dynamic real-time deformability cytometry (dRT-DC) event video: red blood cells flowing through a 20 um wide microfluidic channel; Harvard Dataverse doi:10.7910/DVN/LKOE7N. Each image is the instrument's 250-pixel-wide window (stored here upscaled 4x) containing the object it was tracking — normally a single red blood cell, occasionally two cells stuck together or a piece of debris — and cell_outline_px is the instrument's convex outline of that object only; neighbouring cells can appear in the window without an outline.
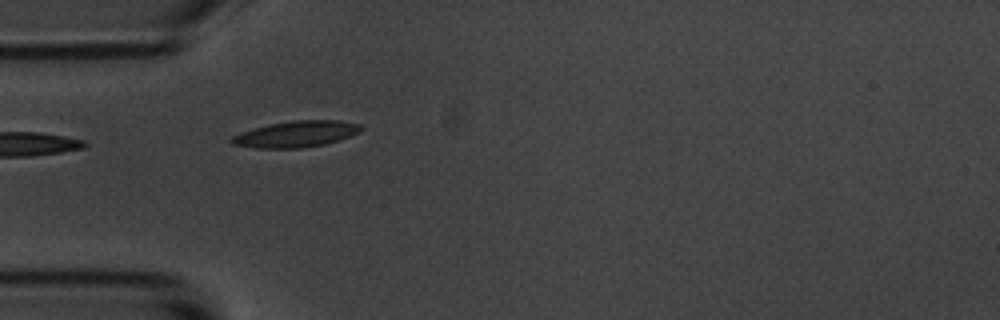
{"species": "common noctule bat (a hibernating species)", "species_latin": "Nyctalus noctula", "temperature_condition": "room temperature", "stored_images_in_passage": 3, "camera_frame_rate_fps": 3000, "um_per_image_px": 0.085, "animal": {"sex": "male", "body_mass_g": 20.1, "forearm_length_mm": 53.5}, "frame": {"image": 1, "passage_image": 2, "time_ms": 1.0, "image_size_px": [1000, 320], "cell_outline_px": [[364, 128], [360, 132], [340, 140], [324, 144], [300, 148], [256, 148], [232, 144], [228, 140], [232, 136], [240, 132], [252, 128], [268, 124], [292, 120], [340, 120], [360, 124]], "centroid_in_image_um": [25.16, 11.39], "position_along_channel_um": 59.8, "area_um2": 20.0}}